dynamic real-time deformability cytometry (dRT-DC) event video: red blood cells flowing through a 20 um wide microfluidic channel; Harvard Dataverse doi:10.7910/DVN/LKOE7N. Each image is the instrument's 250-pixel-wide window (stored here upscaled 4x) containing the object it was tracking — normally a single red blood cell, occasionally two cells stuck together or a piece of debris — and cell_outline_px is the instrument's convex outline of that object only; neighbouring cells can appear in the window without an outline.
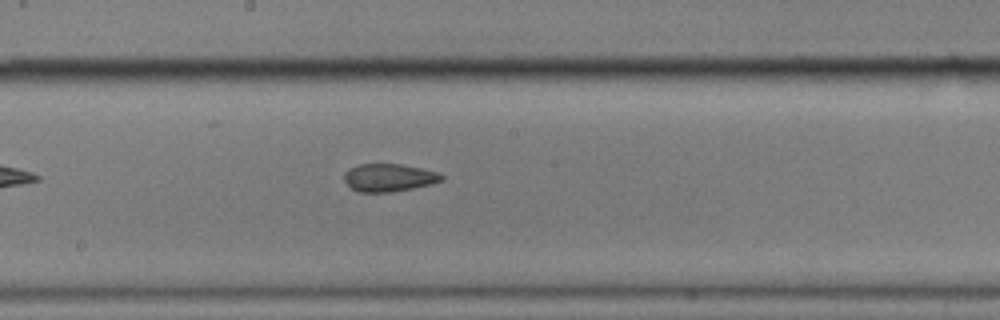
{"species": "common noctule bat (a hibernating species)", "species_latin": "Nyctalus noctula", "temperature_condition": "cold", "stored_images_in_passage": 6, "camera_frame_rate_fps": 3000, "um_per_image_px": 0.085, "animal": {"sex": "male", "body_mass_g": 17.9}, "frame": {"image": 1, "passage_image": 6, "time_ms": 6.0, "image_size_px": [1000, 320], "cell_outline_px": [[444, 180], [432, 184], [392, 192], [356, 192], [344, 180], [344, 172], [348, 168], [360, 164], [400, 164], [440, 172], [444, 176]], "centroid_in_image_um": [33.07, 15.1], "position_along_channel_um": 215.1, "area_um2": 15.9}}